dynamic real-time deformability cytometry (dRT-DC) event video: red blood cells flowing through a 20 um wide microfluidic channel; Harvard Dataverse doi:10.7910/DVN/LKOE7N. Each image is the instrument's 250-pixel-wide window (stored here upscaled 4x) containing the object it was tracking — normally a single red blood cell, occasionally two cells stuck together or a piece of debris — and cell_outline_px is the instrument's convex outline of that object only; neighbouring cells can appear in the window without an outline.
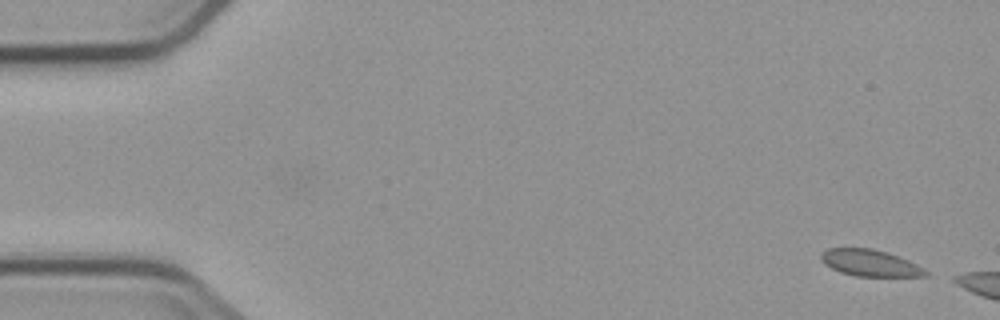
{"species": "common noctule bat (a hibernating species)", "species_latin": "Nyctalus noctula", "temperature_condition": "cold", "stored_images_in_passage": 2, "segment_of_instrument_passage": [2, 2], "camera_frame_rate_fps": 3000, "um_per_image_px": 0.085, "animal": {"sex": "male", "body_mass_g": 23.1, "forearm_length_mm": 52.7}, "frame": {"image": 1, "passage_image": 2, "time_ms": 1.333, "image_size_px": [1000, 320], "cell_outline_px": [[928, 276], [856, 276], [840, 272], [824, 264], [820, 260], [820, 252], [828, 248], [872, 248], [888, 252], [908, 260], [924, 268], [928, 272]], "centroid_in_image_um": [73.93, 22.34], "position_along_channel_um": 11.1, "area_um2": 16.3}}